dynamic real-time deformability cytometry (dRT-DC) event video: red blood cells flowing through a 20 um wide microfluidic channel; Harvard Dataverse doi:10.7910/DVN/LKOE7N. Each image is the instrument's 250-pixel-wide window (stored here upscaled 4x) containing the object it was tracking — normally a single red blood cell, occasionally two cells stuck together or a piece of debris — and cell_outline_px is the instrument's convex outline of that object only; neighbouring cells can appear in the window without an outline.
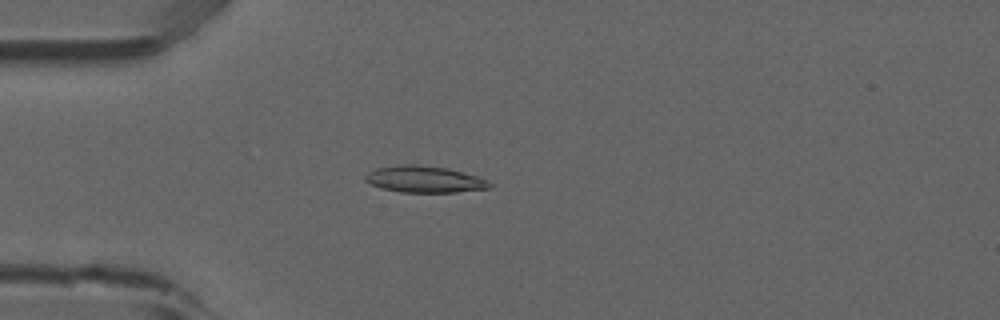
{"species": "common noctule bat (a hibernating species)", "species_latin": "Nyctalus noctula", "temperature_condition": "room temperature", "stored_images_in_passage": 5, "camera_frame_rate_fps": 3000, "um_per_image_px": 0.085, "animal": {"sex": "male", "forearm_length_mm": 52.5}, "frame": {"image": 1, "passage_image": 4, "time_ms": 1.0, "image_size_px": [1000, 320], "cell_outline_px": [[492, 188], [456, 192], [400, 192], [380, 188], [364, 180], [364, 176], [368, 172], [376, 168], [400, 164], [416, 164], [448, 168], [476, 176], [488, 180], [492, 184]], "centroid_in_image_um": [36.07, 15.24], "position_along_channel_um": 48.9, "area_um2": 19.36}}